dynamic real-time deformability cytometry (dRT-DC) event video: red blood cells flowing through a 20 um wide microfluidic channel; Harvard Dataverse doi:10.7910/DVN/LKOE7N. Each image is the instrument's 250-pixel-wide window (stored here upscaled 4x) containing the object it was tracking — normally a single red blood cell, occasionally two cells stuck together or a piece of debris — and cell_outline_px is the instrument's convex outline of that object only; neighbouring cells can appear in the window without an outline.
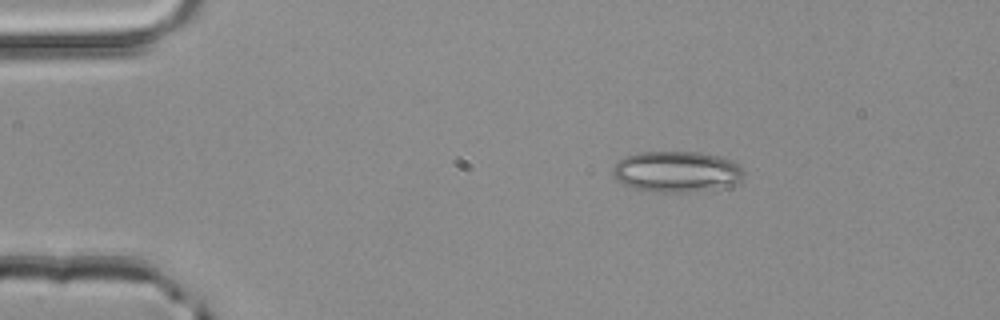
{"species": "common noctule bat (a hibernating species)", "species_latin": "Nyctalus noctula", "temperature_condition": "room temperature", "stored_images_in_passage": 1, "camera_frame_rate_fps": 3000, "um_per_image_px": 0.085, "animal": {"sex": "male", "body_mass_g": 20.4}, "frame": {"image": 1, "passage_image": 1, "time_ms": 0.0, "image_size_px": [1000, 320], "cell_outline_px": [[744, 176], [740, 180], [712, 188], [688, 192], [652, 192], [632, 188], [616, 180], [612, 172], [612, 168], [624, 156], [636, 152], [700, 152], [732, 160], [740, 164], [744, 168]], "centroid_in_image_um": [57.46, 14.57], "position_along_channel_um": 27.5, "area_um2": 31.15}}